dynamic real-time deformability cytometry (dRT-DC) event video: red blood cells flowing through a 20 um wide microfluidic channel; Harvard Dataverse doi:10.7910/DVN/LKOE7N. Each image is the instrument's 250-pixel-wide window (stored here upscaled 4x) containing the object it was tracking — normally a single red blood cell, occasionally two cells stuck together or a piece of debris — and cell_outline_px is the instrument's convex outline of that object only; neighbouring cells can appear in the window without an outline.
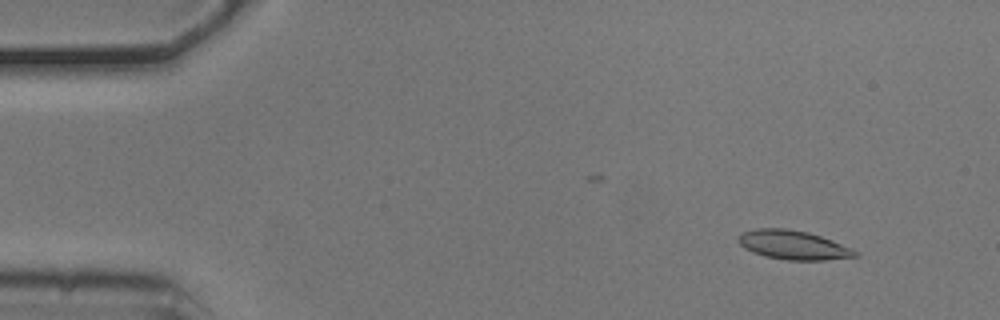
{"species": "common noctule bat (a hibernating species)", "species_latin": "Nyctalus noctula", "temperature_condition": "cold", "stored_images_in_passage": 48, "camera_frame_rate_fps": 3000, "um_per_image_px": 0.085, "animal": {"sex": "male", "body_mass_g": 20.5, "forearm_length_mm": 52.5}, "frame": {"image": 1, "passage_image": 6, "time_ms": 1.667, "image_size_px": [1000, 320], "cell_outline_px": [[860, 256], [824, 260], [788, 260], [764, 256], [752, 252], [744, 248], [736, 240], [736, 236], [740, 232], [756, 228], [784, 228], [808, 232], [832, 240], [852, 248], [860, 252]], "centroid_in_image_um": [67.4, 20.82], "position_along_channel_um": 17.6, "area_um2": 20.06}}
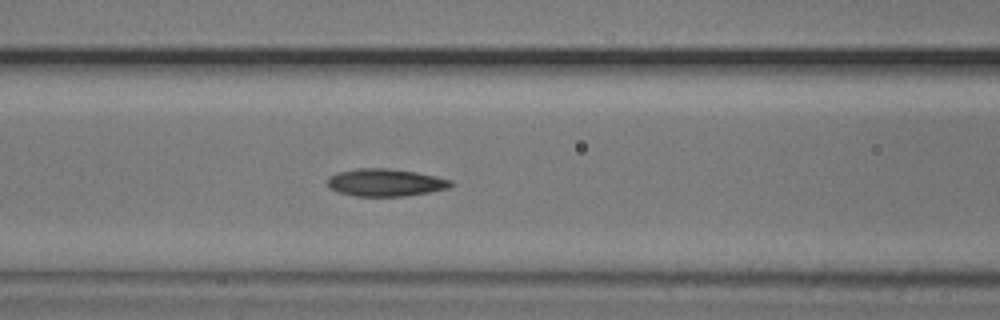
{"frame": {"image": 2, "passage_image": 23, "time_ms": 7.333, "image_size_px": [1000, 320], "cell_outline_px": [[452, 184], [448, 188], [428, 192], [404, 196], [356, 196], [340, 192], [332, 188], [328, 184], [328, 176], [336, 172], [356, 168], [388, 168], [416, 172], [436, 176], [452, 180]], "centroid_in_image_um": [32.75, 15.5], "position_along_channel_um": 133.8, "area_um2": 19.65}}
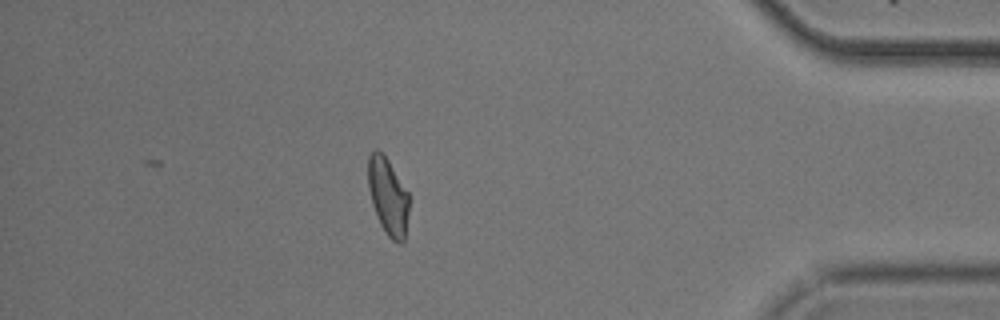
{"frame": {"image": 3, "passage_image": 48, "time_ms": 15.667, "image_size_px": [1000, 320], "cell_outline_px": [[408, 212], [404, 240], [400, 244], [396, 244], [384, 232], [380, 224], [372, 204], [368, 188], [368, 156], [376, 148], [384, 152], [408, 192]], "centroid_in_image_um": [32.96, 16.67], "position_along_channel_um": 402.2, "area_um2": 18.55}, "authors_computed_cell_mechanics": {"area_um2": 19.0451, "velocity_mm_per_s": 3.7103, "shape_relaxation_time_tau1_ms": 2.9251, "shape_relaxation_time_tau2_ms": 2.5273, "deformation_change_tau1": 0.119, "deformation_change_tau2": 0.0966}}